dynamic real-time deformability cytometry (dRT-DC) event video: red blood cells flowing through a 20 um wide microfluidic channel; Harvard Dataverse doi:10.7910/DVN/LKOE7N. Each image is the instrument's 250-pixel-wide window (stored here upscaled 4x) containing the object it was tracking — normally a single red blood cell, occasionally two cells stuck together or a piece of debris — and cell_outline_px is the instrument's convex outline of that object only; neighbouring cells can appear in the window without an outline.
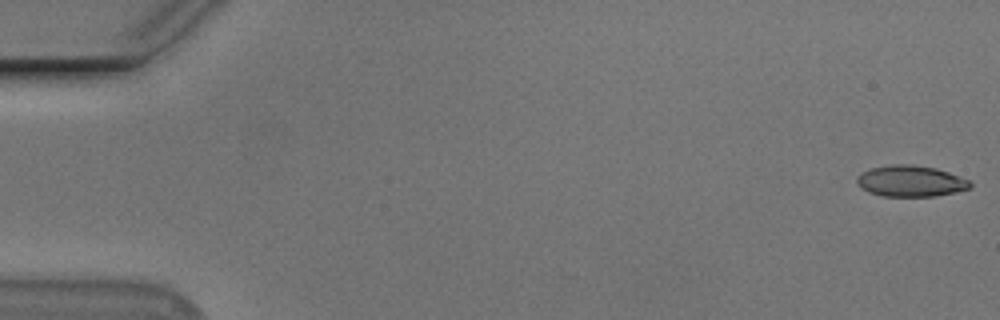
{"species": "Egyptian fruit bat (a non-hibernating species)", "species_latin": "Rousettus aegyptiacus", "temperature_condition": "cold", "stored_images_in_passage": 56, "segment_of_instrument_passage": [1, 2], "camera_frame_rate_fps": 3000, "um_per_image_px": 0.085, "animal": {"sex": "male"}, "frame": {"image": 1, "passage_image": 1, "time_ms": 0.0, "image_size_px": [1000, 320], "cell_outline_px": [[972, 188], [956, 192], [936, 196], [884, 196], [868, 192], [860, 188], [856, 180], [856, 176], [872, 168], [892, 164], [912, 164], [936, 168], [948, 172], [968, 180], [972, 184]], "centroid_in_image_um": [77.41, 15.39], "position_along_channel_um": 7.6, "area_um2": 20.58}}
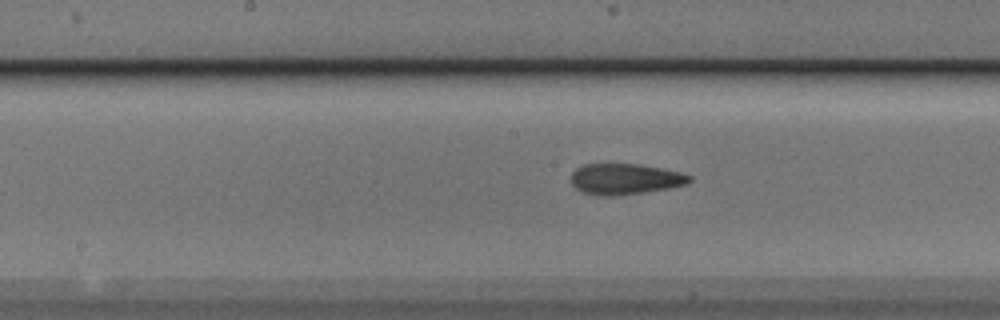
{"frame": {"image": 2, "passage_image": 28, "time_ms": 9.0, "image_size_px": [1000, 320], "cell_outline_px": [[692, 180], [688, 184], [668, 188], [644, 192], [616, 196], [600, 196], [584, 192], [576, 188], [572, 184], [572, 172], [576, 168], [584, 164], [640, 164], [680, 172], [692, 176]], "centroid_in_image_um": [53.14, 15.22], "position_along_channel_um": 195.1, "area_um2": 21.27}}
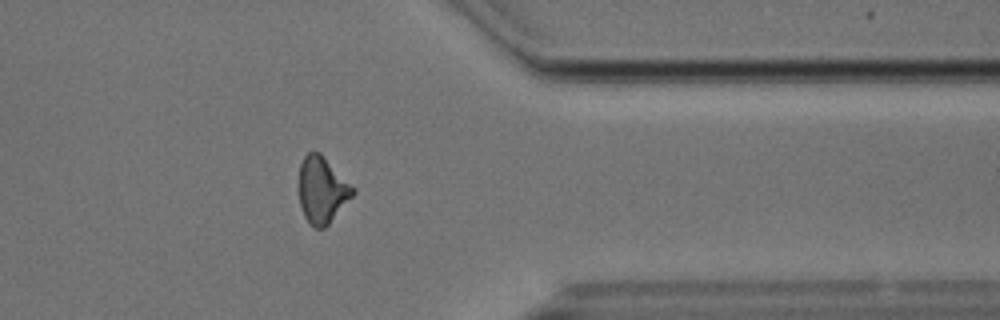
{"frame": {"image": 3, "passage_image": 44, "time_ms": 14.333, "image_size_px": [1000, 320], "cell_outline_px": [[356, 192], [328, 224], [324, 228], [316, 228], [304, 216], [300, 204], [300, 164], [304, 156], [308, 152], [320, 152], [356, 188]], "centroid_in_image_um": [27.41, 16.12], "position_along_channel_um": 384.0, "area_um2": 20.63}}